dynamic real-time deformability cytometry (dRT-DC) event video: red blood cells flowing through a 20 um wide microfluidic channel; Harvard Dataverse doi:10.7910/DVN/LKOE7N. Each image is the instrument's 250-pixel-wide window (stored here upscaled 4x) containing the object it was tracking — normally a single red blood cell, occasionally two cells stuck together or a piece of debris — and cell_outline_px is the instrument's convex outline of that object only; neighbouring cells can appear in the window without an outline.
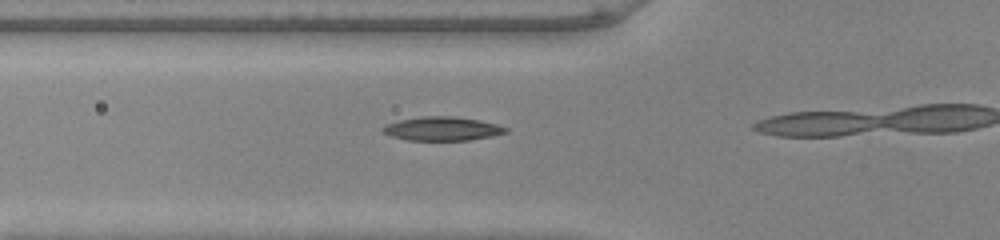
{"species": "common noctule bat (a hibernating species)", "species_latin": "Nyctalus noctula", "temperature_condition": "warm", "stored_images_in_passage": 6, "camera_frame_rate_fps": 3000, "um_per_image_px": 0.085, "animal": {"sex": "male", "body_mass_g": 20.0, "forearm_length_mm": 53.3}, "frame": {"image": 1, "passage_image": 5, "time_ms": 1.333, "image_size_px": [1000, 240], "cell_outline_px": [[508, 132], [492, 136], [468, 140], [408, 140], [392, 136], [380, 132], [380, 128], [384, 124], [400, 120], [420, 116], [452, 116], [480, 120], [496, 124], [508, 128]], "centroid_in_image_um": [37.55, 10.93], "position_along_channel_um": 88.3, "area_um2": 17.17}}